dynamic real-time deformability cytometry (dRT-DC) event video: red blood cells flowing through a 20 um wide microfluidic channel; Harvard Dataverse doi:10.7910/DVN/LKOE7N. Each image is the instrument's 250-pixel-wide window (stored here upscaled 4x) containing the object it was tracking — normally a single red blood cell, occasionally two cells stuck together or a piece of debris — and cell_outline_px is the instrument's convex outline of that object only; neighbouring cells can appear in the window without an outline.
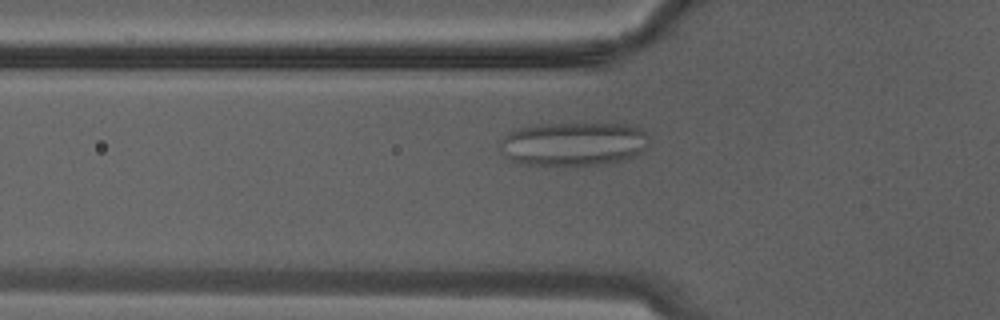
{"species": "Egyptian fruit bat (a non-hibernating species)", "species_latin": "Rousettus aegyptiacus", "temperature_condition": "warm", "stored_images_in_passage": 6, "camera_frame_rate_fps": 3000, "um_per_image_px": 0.085, "animal": {"sex": "male"}, "frame": {"image": 1, "passage_image": 5, "time_ms": 1.333, "image_size_px": [1000, 320], "cell_outline_px": [[648, 136], [644, 148], [640, 152], [624, 160], [608, 164], [516, 164], [508, 160], [496, 148], [500, 140], [504, 136], [516, 128], [536, 124], [632, 124], [644, 128]], "centroid_in_image_um": [48.68, 12.22], "position_along_channel_um": 77.1, "area_um2": 38.38}}